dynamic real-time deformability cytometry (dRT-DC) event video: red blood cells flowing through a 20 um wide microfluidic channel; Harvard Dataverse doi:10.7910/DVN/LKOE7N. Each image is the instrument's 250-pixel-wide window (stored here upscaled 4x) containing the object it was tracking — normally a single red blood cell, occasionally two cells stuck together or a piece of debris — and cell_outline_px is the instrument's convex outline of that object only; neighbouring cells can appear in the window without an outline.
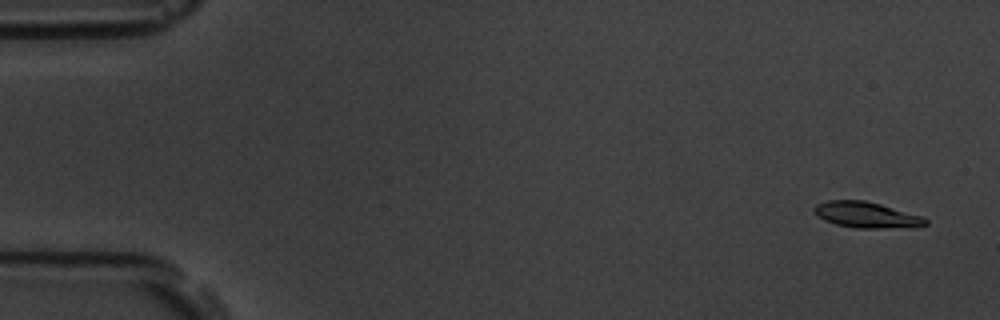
{"species": "common noctule bat (a hibernating species)", "species_latin": "Nyctalus noctula", "temperature_condition": "room temperature", "stored_images_in_passage": 5, "camera_frame_rate_fps": 3000, "um_per_image_px": 0.085, "animal": {"sex": "male", "body_mass_g": 19.5, "forearm_length_mm": 54.6}, "frame": {"image": 1, "passage_image": 1, "time_ms": 0.0, "image_size_px": [1000, 320], "cell_outline_px": [[928, 224], [920, 228], [856, 228], [836, 224], [824, 220], [812, 208], [816, 204], [828, 200], [864, 200], [880, 204], [920, 216], [928, 220]], "centroid_in_image_um": [73.7, 18.28], "position_along_channel_um": 11.3, "area_um2": 16.82}}
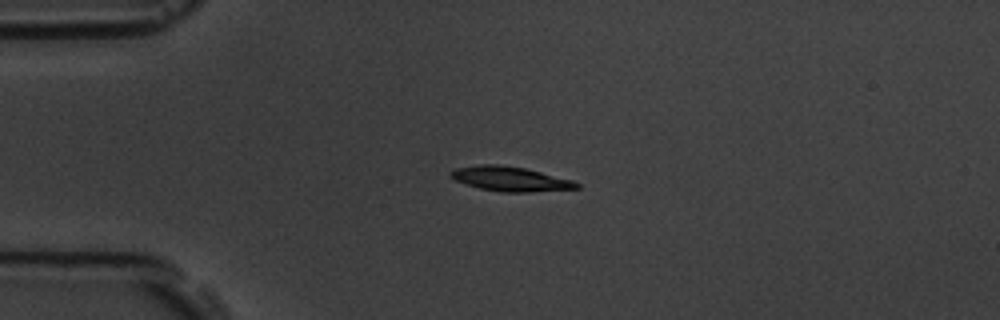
{"frame": {"image": 2, "passage_image": 4, "time_ms": 3.667, "image_size_px": [1000, 320], "cell_outline_px": [[580, 188], [528, 192], [500, 192], [480, 188], [464, 184], [448, 176], [448, 172], [456, 168], [480, 164], [500, 164], [524, 168], [572, 180], [580, 184]], "centroid_in_image_um": [43.32, 15.2], "position_along_channel_um": 41.7, "area_um2": 18.03}}